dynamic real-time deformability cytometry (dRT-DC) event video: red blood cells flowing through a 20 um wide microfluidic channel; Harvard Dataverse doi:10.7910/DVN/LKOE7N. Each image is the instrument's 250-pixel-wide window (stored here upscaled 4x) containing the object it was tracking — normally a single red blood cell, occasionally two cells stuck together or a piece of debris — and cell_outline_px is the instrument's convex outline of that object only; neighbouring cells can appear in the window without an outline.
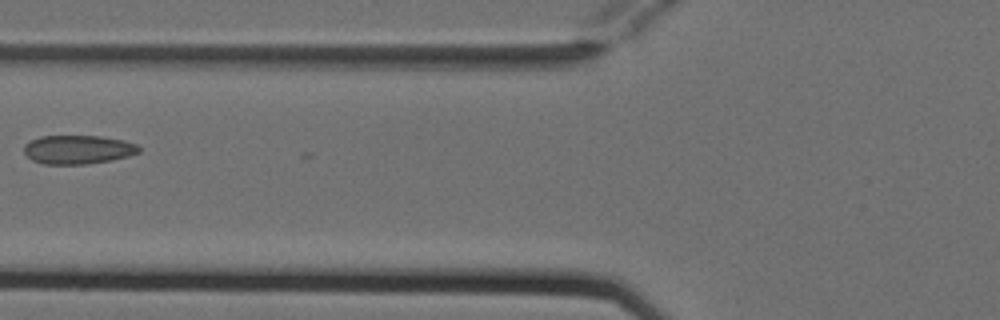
{"species": "Egyptian fruit bat (a non-hibernating species)", "species_latin": "Rousettus aegyptiacus", "temperature_condition": "cold", "stored_images_in_passage": 4, "camera_frame_rate_fps": 3000, "um_per_image_px": 0.085, "animal": {"sex": "female"}, "frame": {"image": 1, "passage_image": 4, "time_ms": 1.0, "image_size_px": [1000, 320], "cell_outline_px": [[140, 152], [128, 156], [112, 160], [88, 164], [44, 164], [32, 160], [24, 152], [24, 144], [40, 136], [100, 136], [124, 140], [136, 144], [140, 148]], "centroid_in_image_um": [6.64, 12.71], "position_along_channel_um": 119.2, "area_um2": 19.31}}